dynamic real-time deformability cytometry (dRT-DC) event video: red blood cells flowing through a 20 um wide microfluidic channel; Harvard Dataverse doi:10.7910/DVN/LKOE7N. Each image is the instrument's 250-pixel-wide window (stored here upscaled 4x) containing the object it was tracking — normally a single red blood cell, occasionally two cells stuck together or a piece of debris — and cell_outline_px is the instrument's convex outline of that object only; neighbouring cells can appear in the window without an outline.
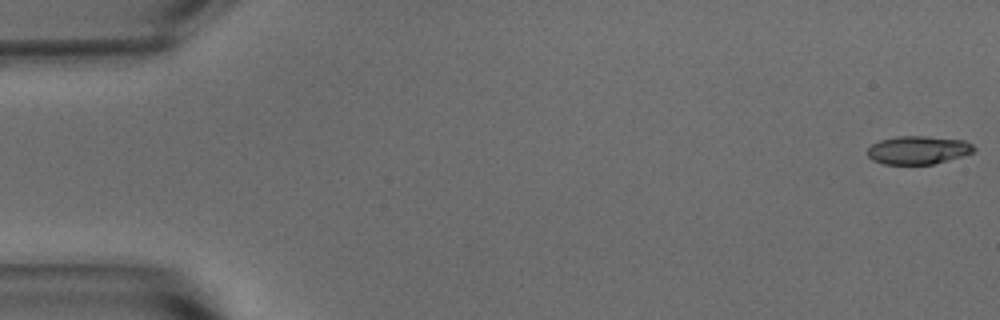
{"species": "common noctule bat (a hibernating species)", "species_latin": "Nyctalus noctula", "temperature_condition": "warm", "stored_images_in_passage": 54, "camera_frame_rate_fps": 3000, "um_per_image_px": 0.085, "animal": {"sex": "male", "body_mass_g": 15.6}, "frame": {"image": 1, "passage_image": 1, "time_ms": 0.0, "image_size_px": [1000, 320], "cell_outline_px": [[976, 152], [948, 160], [932, 164], [884, 164], [872, 160], [868, 156], [868, 148], [872, 144], [880, 140], [900, 136], [924, 136], [964, 140], [972, 144], [976, 148]], "centroid_in_image_um": [78.07, 12.76], "position_along_channel_um": 6.9, "area_um2": 17.51}}
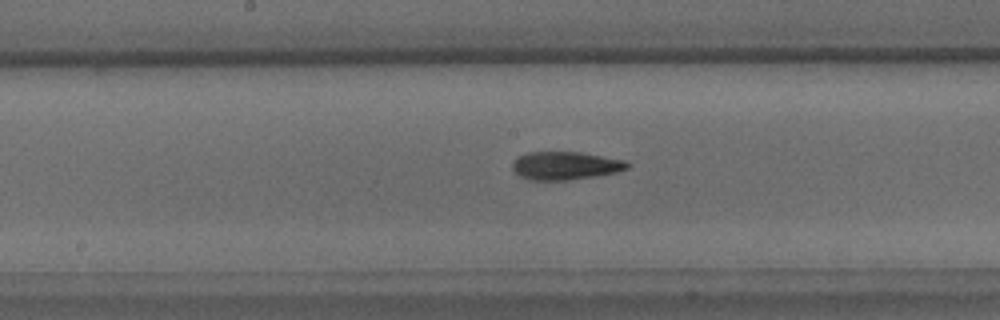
{"frame": {"image": 2, "passage_image": 28, "time_ms": 9.0, "image_size_px": [1000, 320], "cell_outline_px": [[632, 164], [628, 168], [616, 172], [596, 176], [568, 180], [528, 180], [520, 176], [512, 168], [512, 164], [516, 156], [528, 152], [580, 152], [628, 160]], "centroid_in_image_um": [48.08, 14.07], "position_along_channel_um": 200.1, "area_um2": 19.07}}
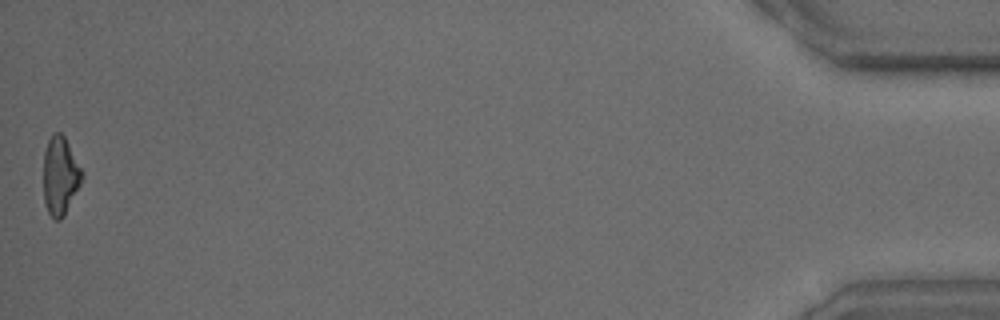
{"frame": {"image": 3, "passage_image": 54, "time_ms": 17.667, "image_size_px": [1000, 320], "cell_outline_px": [[84, 176], [64, 216], [60, 220], [56, 220], [48, 212], [44, 204], [44, 152], [48, 140], [56, 132], [60, 132], [64, 136], [84, 172]], "centroid_in_image_um": [5.12, 14.95], "position_along_channel_um": 430.1, "area_um2": 17.46}, "authors_computed_cell_mechanics": {"area_um2": 18.4671, "velocity_mm_per_s": 3.7508, "shape_relaxation_time_tau1_ms": 9.5109, "shape_relaxation_time_tau2_ms": 4.4996, "deformation_change_tau1": 0.2462, "deformation_change_tau2": 0.1418}}